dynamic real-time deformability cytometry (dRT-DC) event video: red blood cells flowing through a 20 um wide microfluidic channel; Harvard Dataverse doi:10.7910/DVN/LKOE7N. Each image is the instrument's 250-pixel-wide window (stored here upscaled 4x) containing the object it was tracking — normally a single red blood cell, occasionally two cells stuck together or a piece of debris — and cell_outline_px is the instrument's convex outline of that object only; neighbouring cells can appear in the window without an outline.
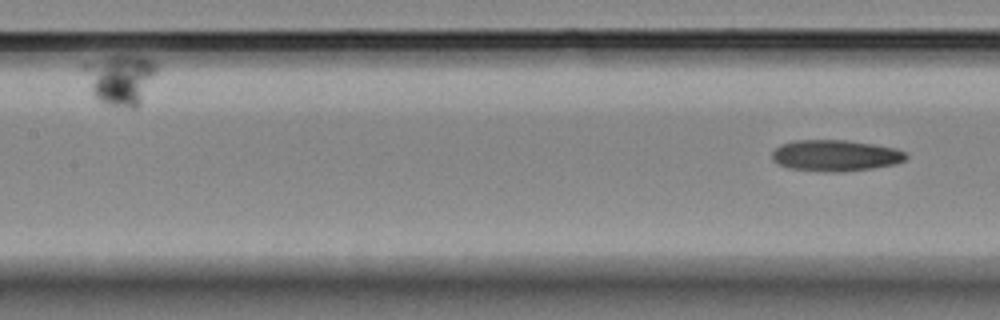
{"species": "Egyptian fruit bat (a non-hibernating species)", "species_latin": "Rousettus aegyptiacus", "temperature_condition": "room temperature", "stored_images_in_passage": 7, "segment_of_instrument_passage": [2, 2], "camera_frame_rate_fps": 3000, "um_per_image_px": 0.085, "animal": {"sex": "female"}, "frame": {"image": 1, "passage_image": 7, "time_ms": 7.667, "image_size_px": [1000, 320], "cell_outline_px": [[908, 156], [904, 160], [896, 164], [872, 168], [836, 172], [828, 172], [788, 168], [776, 164], [772, 160], [772, 152], [780, 144], [796, 140], [848, 140], [896, 148], [904, 152]], "centroid_in_image_um": [70.98, 13.22], "position_along_channel_um": 136.4, "area_um2": 24.45}}